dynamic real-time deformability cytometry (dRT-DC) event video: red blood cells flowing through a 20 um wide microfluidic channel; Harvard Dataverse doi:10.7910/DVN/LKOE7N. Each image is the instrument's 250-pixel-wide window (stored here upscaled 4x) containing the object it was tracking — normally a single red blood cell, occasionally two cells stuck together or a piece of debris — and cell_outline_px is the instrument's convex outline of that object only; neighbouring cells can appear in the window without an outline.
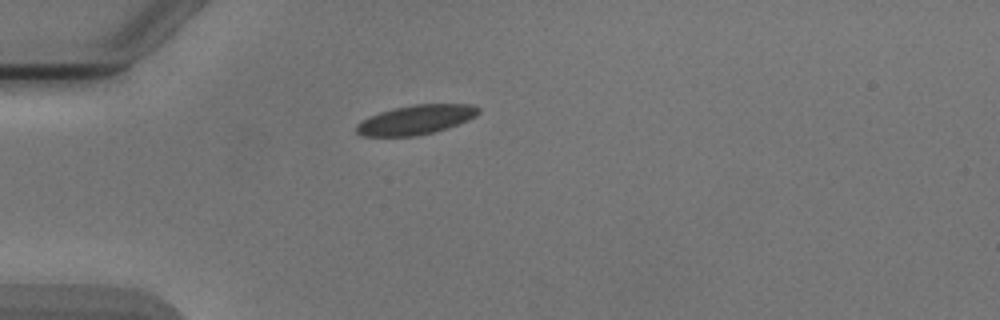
{"species": "Egyptian fruit bat (a non-hibernating species)", "species_latin": "Rousettus aegyptiacus", "temperature_condition": "cold", "stored_images_in_passage": 6, "camera_frame_rate_fps": 3000, "um_per_image_px": 0.085, "animal": {"sex": "male"}, "frame": {"image": 1, "passage_image": 1, "time_ms": 0.0, "image_size_px": [1000, 320], "cell_outline_px": [[480, 112], [476, 116], [468, 120], [448, 128], [432, 132], [412, 136], [360, 136], [356, 132], [356, 124], [368, 116], [392, 108], [412, 104], [472, 104], [480, 108]], "centroid_in_image_um": [35.34, 10.17], "position_along_channel_um": 49.7, "area_um2": 21.04}}